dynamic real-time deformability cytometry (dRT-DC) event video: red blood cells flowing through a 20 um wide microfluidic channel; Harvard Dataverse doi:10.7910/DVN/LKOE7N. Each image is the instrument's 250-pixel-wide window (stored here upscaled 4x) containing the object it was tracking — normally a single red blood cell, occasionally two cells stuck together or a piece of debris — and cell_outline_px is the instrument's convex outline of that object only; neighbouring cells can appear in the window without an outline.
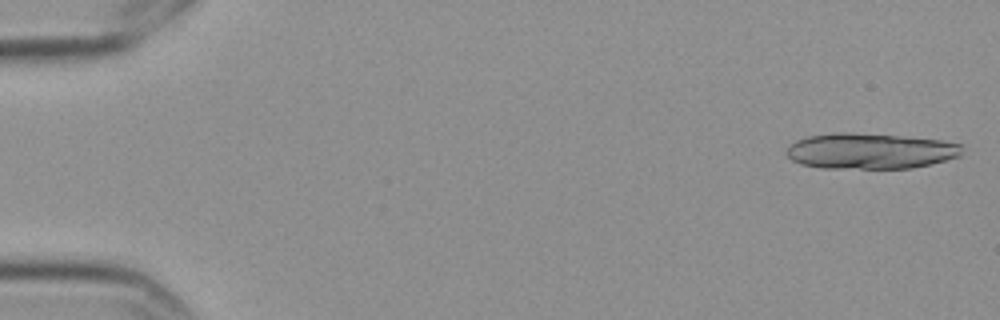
{"species": "Egyptian fruit bat (a non-hibernating species)", "species_latin": "Rousettus aegyptiacus", "temperature_condition": "cold", "stored_images_in_passage": 6, "camera_frame_rate_fps": 3000, "um_per_image_px": 0.085, "frame": {"image": 1, "passage_image": 1, "time_ms": 0.0, "image_size_px": [1000, 320], "cell_outline_px": [[964, 144], [960, 156], [912, 168], [820, 168], [800, 164], [792, 160], [784, 152], [796, 140], [808, 136], [832, 132], [848, 132], [896, 136], [940, 140]], "centroid_in_image_um": [73.93, 12.84], "position_along_channel_um": 11.1, "area_um2": 36.47}}
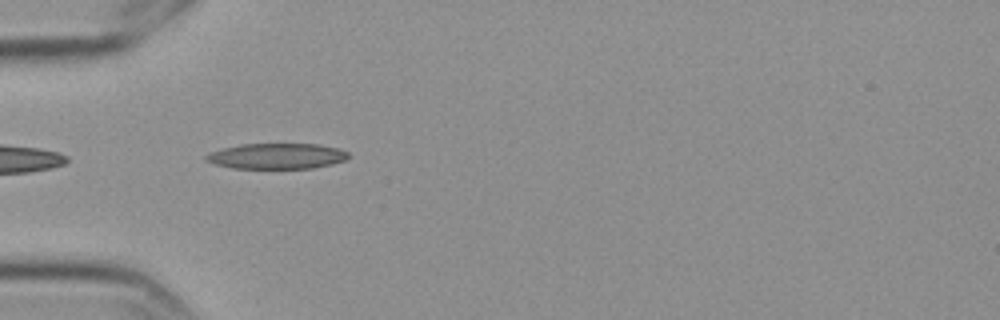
{"frame": {"image": 2, "passage_image": 5, "time_ms": 1.333, "image_size_px": [1000, 320], "cell_outline_px": [[348, 156], [344, 160], [332, 164], [312, 168], [232, 168], [216, 164], [204, 160], [204, 156], [208, 152], [240, 144], [316, 144], [336, 148], [348, 152]], "centroid_in_image_um": [23.47, 13.27], "position_along_channel_um": 61.5, "area_um2": 21.1}}
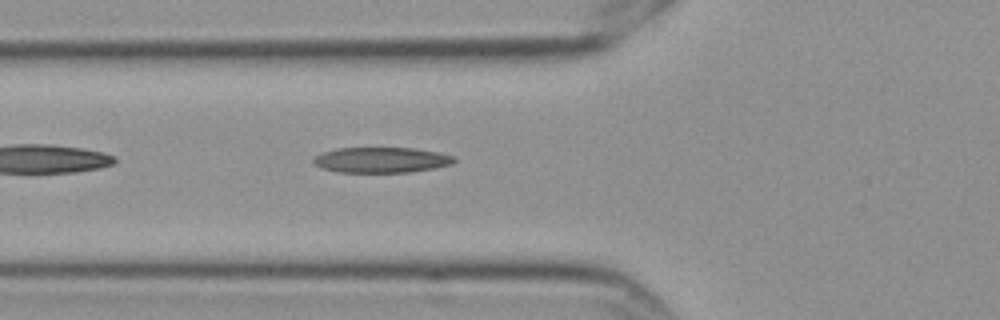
{"frame": {"image": 3, "passage_image": 6, "time_ms": 1.667, "image_size_px": [1000, 320], "cell_outline_px": [[456, 160], [452, 164], [432, 168], [408, 172], [340, 172], [320, 168], [312, 160], [320, 152], [336, 148], [416, 148], [440, 152], [456, 156]], "centroid_in_image_um": [32.42, 13.58], "position_along_channel_um": 93.4, "area_um2": 20.98}}